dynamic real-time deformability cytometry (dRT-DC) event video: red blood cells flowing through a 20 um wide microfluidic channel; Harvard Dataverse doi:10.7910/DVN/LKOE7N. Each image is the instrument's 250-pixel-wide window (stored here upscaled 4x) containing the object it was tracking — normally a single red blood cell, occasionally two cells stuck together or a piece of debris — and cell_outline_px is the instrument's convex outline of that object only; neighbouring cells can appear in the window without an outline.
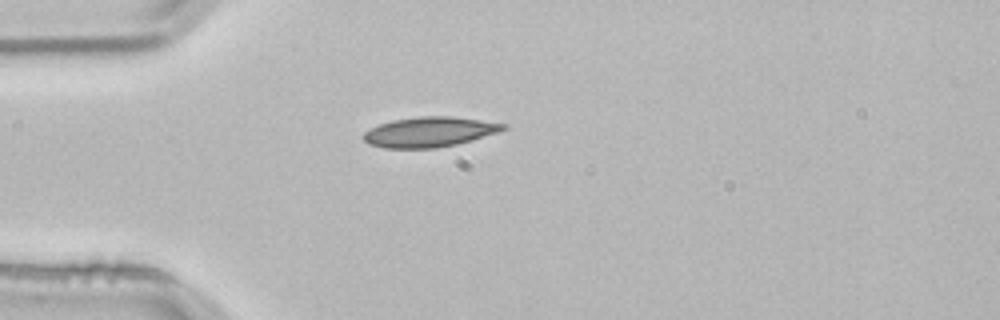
{"species": "common noctule bat (a hibernating species)", "species_latin": "Nyctalus noctula", "temperature_condition": "room temperature", "stored_images_in_passage": 1, "camera_frame_rate_fps": 3000, "um_per_image_px": 0.085, "animal": {"sex": "male", "body_mass_g": 21.5, "forearm_length_mm": 52.0}, "frame": {"image": 1, "passage_image": 1, "time_ms": 0.0, "image_size_px": [1000, 320], "cell_outline_px": [[508, 128], [472, 140], [456, 144], [436, 148], [384, 148], [368, 144], [360, 136], [364, 132], [380, 124], [392, 120], [420, 116], [452, 116], [508, 124]], "centroid_in_image_um": [36.48, 11.21], "position_along_channel_um": 48.5, "area_um2": 24.45}}